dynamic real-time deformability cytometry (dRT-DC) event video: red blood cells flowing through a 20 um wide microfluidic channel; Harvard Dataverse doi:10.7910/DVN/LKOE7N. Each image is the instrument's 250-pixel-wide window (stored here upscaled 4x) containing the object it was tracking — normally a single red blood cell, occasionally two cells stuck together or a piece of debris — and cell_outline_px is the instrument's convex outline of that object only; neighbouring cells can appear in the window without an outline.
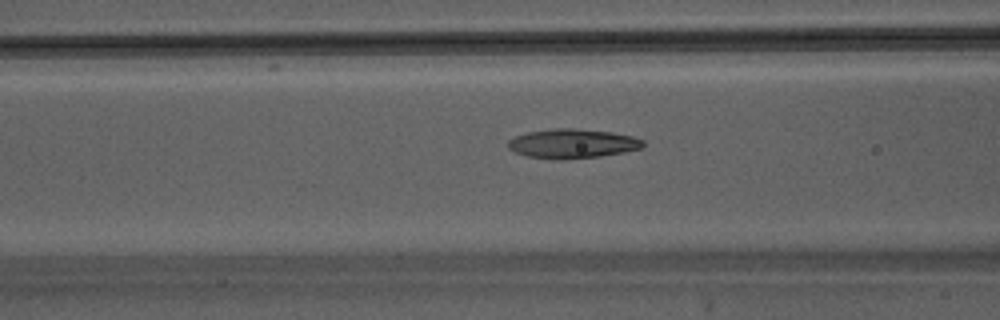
{"species": "Egyptian fruit bat (a non-hibernating species)", "species_latin": "Rousettus aegyptiacus", "temperature_condition": "warm", "stored_images_in_passage": 41, "camera_frame_rate_fps": 3000, "um_per_image_px": 0.085, "animal": {"sex": "male"}, "frame": {"image": 1, "passage_image": 15, "time_ms": 4.667, "image_size_px": [1000, 320], "cell_outline_px": [[644, 148], [624, 152], [600, 156], [564, 160], [556, 160], [528, 156], [516, 152], [508, 148], [508, 140], [516, 136], [528, 132], [556, 128], [572, 128], [612, 132], [632, 136], [644, 140]], "centroid_in_image_um": [48.68, 12.21], "position_along_channel_um": 117.9, "area_um2": 23.12}}
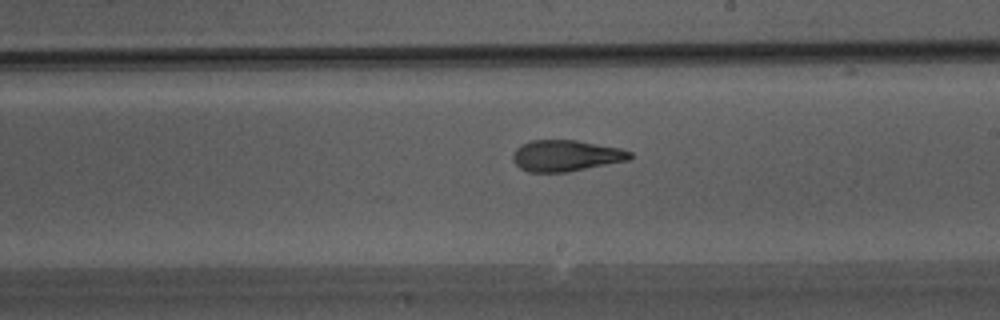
{"frame": {"image": 2, "passage_image": 23, "time_ms": 7.333, "image_size_px": [1000, 320], "cell_outline_px": [[632, 156], [628, 160], [568, 172], [528, 172], [520, 168], [512, 160], [512, 152], [520, 144], [532, 140], [576, 140], [620, 148], [632, 152]], "centroid_in_image_um": [48.06, 13.23], "position_along_channel_um": 240.9, "area_um2": 21.39}}
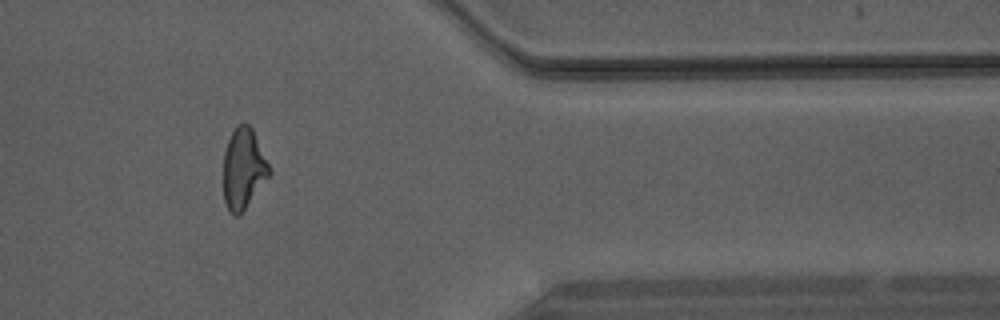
{"frame": {"image": 3, "passage_image": 34, "time_ms": 11.0, "image_size_px": [1000, 320], "cell_outline_px": [[272, 172], [240, 216], [232, 216], [228, 212], [224, 204], [224, 152], [228, 140], [236, 124], [248, 124], [252, 128], [272, 168]], "centroid_in_image_um": [20.7, 14.37], "position_along_channel_um": 390.7, "area_um2": 21.91}}